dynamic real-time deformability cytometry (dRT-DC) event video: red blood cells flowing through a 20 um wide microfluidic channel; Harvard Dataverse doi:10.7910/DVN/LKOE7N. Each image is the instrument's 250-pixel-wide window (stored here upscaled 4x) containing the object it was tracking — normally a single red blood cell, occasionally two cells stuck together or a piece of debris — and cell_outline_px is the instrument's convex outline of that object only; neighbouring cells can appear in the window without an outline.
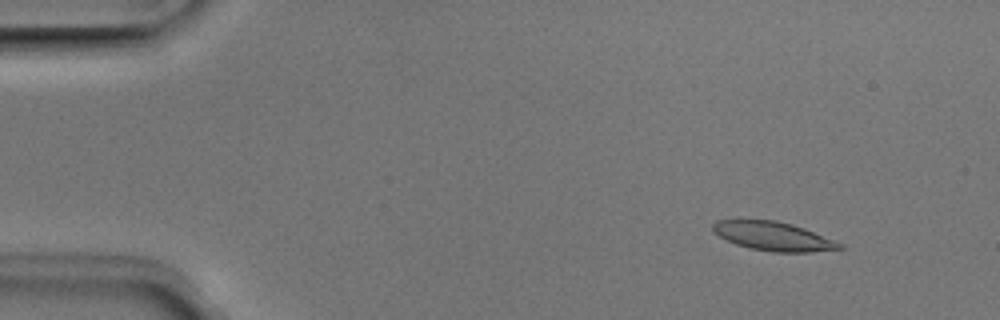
{"species": "Egyptian fruit bat (a non-hibernating species)", "species_latin": "Rousettus aegyptiacus", "temperature_condition": "room temperature", "stored_images_in_passage": 52, "camera_frame_rate_fps": 3000, "um_per_image_px": 0.085, "animal": {"sex": "male"}, "frame": {"image": 1, "passage_image": 6, "time_ms": 1.667, "image_size_px": [1000, 320], "cell_outline_px": [[844, 248], [808, 252], [772, 252], [748, 248], [736, 244], [712, 232], [712, 224], [716, 220], [736, 216], [776, 220], [792, 224], [804, 228], [844, 244]], "centroid_in_image_um": [65.62, 20.02], "position_along_channel_um": 19.4, "area_um2": 22.14}}
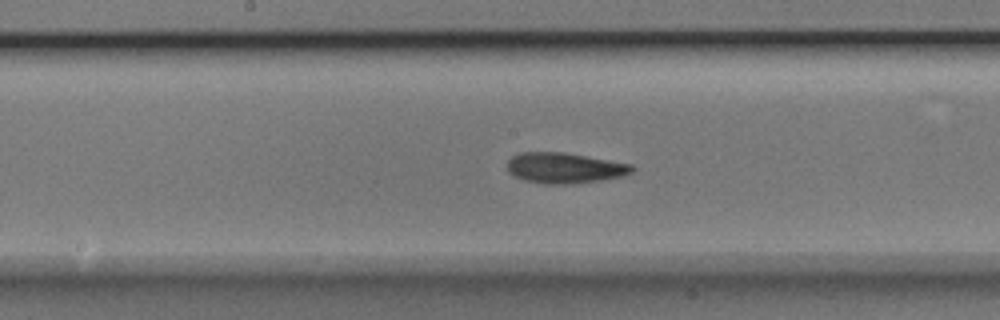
{"frame": {"image": 2, "passage_image": 27, "time_ms": 8.667, "image_size_px": [1000, 320], "cell_outline_px": [[636, 168], [632, 172], [620, 176], [604, 180], [572, 184], [544, 184], [524, 180], [508, 172], [508, 160], [512, 156], [520, 152], [564, 152], [632, 164]], "centroid_in_image_um": [48.0, 14.28], "position_along_channel_um": 200.2, "area_um2": 22.31}}
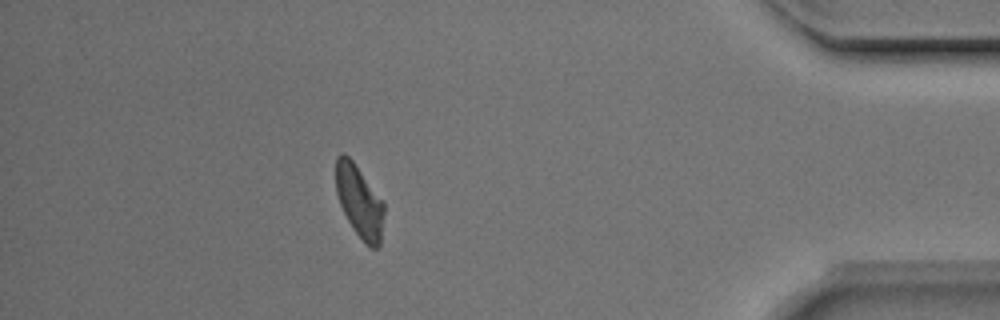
{"frame": {"image": 3, "passage_image": 46, "time_ms": 15.0, "image_size_px": [1000, 320], "cell_outline_px": [[384, 212], [380, 244], [376, 248], [368, 248], [352, 228], [340, 204], [336, 192], [336, 156], [340, 152], [344, 152], [352, 160], [384, 200]], "centroid_in_image_um": [30.55, 17.11], "position_along_channel_um": 404.6, "area_um2": 20.52}, "authors_computed_cell_mechanics": {"area_um2": 21.675, "velocity_mm_per_s": 3.9421, "shape_relaxation_time_tau1_ms": 5.2511, "shape_relaxation_time_tau2_ms": 2.9882, "deformation_change_tau1": 0.137, "deformation_change_tau2": 0.0855}}